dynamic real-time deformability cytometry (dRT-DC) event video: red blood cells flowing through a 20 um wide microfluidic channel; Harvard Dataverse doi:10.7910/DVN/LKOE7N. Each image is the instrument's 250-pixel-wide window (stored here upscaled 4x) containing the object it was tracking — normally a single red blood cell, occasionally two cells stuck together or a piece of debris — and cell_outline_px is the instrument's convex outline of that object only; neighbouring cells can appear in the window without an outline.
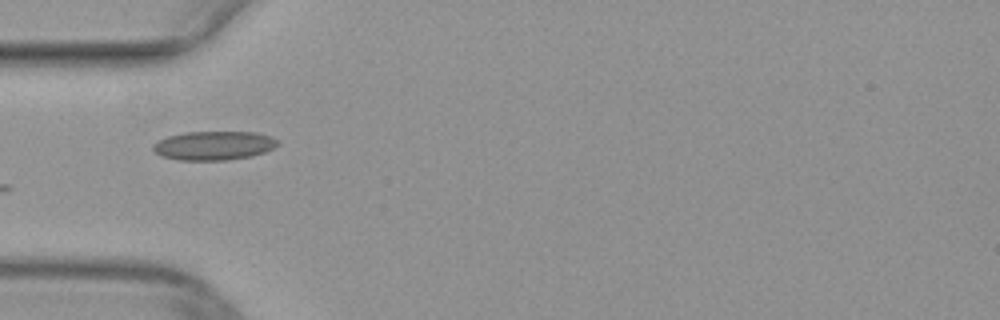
{"species": "common noctule bat (a hibernating species)", "species_latin": "Nyctalus noctula", "temperature_condition": "warm", "stored_images_in_passage": 6, "camera_frame_rate_fps": 3000, "um_per_image_px": 0.085, "animal": {"sex": "female", "body_mass_g": 29.2, "forearm_length_mm": 56.3}, "frame": {"image": 1, "passage_image": 1, "time_ms": 0.0, "image_size_px": [1000, 320], "cell_outline_px": [[280, 144], [264, 152], [252, 156], [228, 160], [180, 160], [160, 156], [152, 148], [152, 144], [168, 136], [184, 132], [256, 132], [272, 136], [280, 140]], "centroid_in_image_um": [18.21, 12.37], "position_along_channel_um": 66.8, "area_um2": 21.15}}
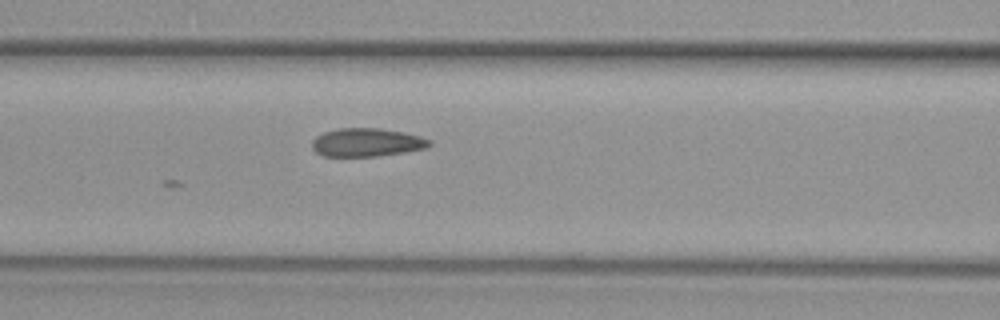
{"frame": {"image": 2, "passage_image": 6, "time_ms": 1.667, "image_size_px": [1000, 320], "cell_outline_px": [[432, 144], [428, 148], [404, 152], [376, 156], [324, 156], [316, 152], [312, 148], [312, 140], [316, 136], [324, 132], [340, 128], [380, 128], [404, 132], [420, 136], [432, 140]], "centroid_in_image_um": [31.2, 12.1], "position_along_channel_um": 135.4, "area_um2": 19.48}}